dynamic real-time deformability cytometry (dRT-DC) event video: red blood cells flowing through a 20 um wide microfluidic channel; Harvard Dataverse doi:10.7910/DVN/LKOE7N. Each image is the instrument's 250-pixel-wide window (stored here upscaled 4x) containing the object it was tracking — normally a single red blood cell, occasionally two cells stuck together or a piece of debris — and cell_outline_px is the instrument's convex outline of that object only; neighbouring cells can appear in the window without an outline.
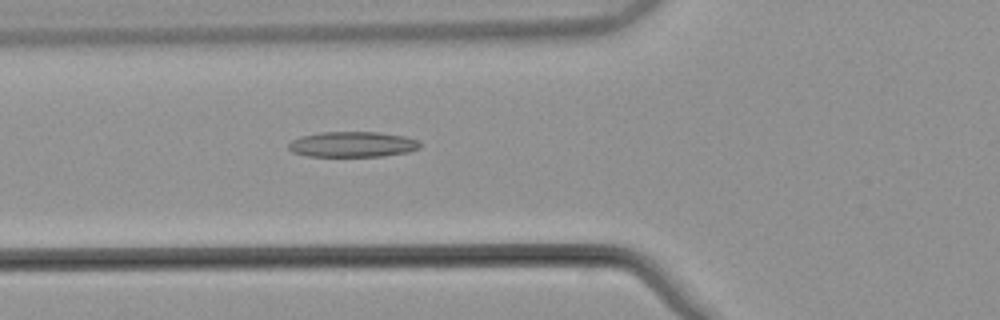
{"species": "common noctule bat (a hibernating species)", "species_latin": "Nyctalus noctula", "temperature_condition": "warm", "stored_images_in_passage": 38, "camera_frame_rate_fps": 3000, "um_per_image_px": 0.085, "animal": {"sex": "male", "body_mass_g": 21.5, "forearm_length_mm": 52.0}, "frame": {"image": 1, "passage_image": 5, "time_ms": 1.333, "image_size_px": [1000, 320], "cell_outline_px": [[420, 148], [408, 152], [380, 156], [308, 156], [292, 152], [288, 148], [288, 144], [292, 140], [300, 136], [320, 132], [376, 132], [404, 136], [416, 140], [420, 144]], "centroid_in_image_um": [29.93, 12.27], "position_along_channel_um": 95.9, "area_um2": 19.42}}
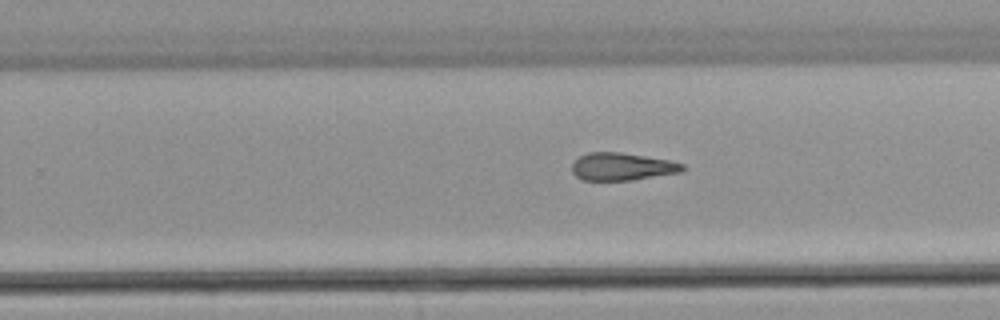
{"frame": {"image": 2, "passage_image": 19, "time_ms": 6.0, "image_size_px": [1000, 320], "cell_outline_px": [[684, 168], [680, 172], [632, 180], [584, 180], [576, 176], [572, 172], [572, 164], [580, 156], [588, 152], [620, 152], [672, 160], [684, 164]], "centroid_in_image_um": [52.88, 14.15], "position_along_channel_um": 276.9, "area_um2": 17.74}}
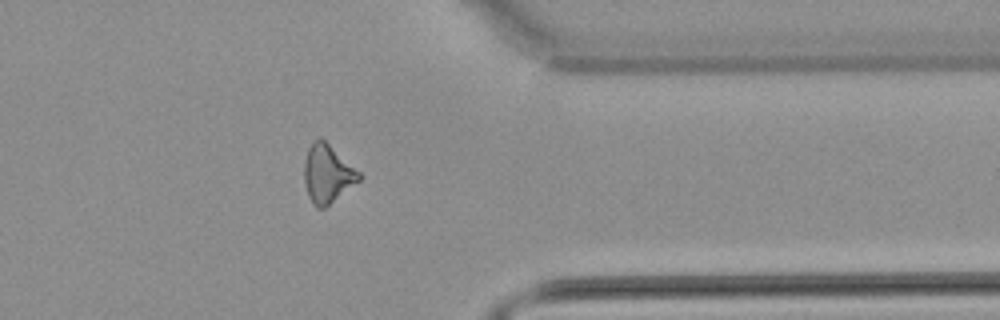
{"frame": {"image": 3, "passage_image": 28, "time_ms": 9.0, "image_size_px": [1000, 320], "cell_outline_px": [[360, 180], [324, 208], [316, 208], [312, 204], [308, 196], [304, 180], [304, 160], [308, 148], [312, 140], [320, 136], [360, 172]], "centroid_in_image_um": [27.8, 14.75], "position_along_channel_um": 383.6, "area_um2": 18.55}, "authors_computed_cell_mechanics": {"area_um2": 18.4093, "velocity_mm_per_s": 3.8823, "shape_relaxation_time_tau1_ms": null, "shape_relaxation_time_tau2_ms": 8.9783, "deformation_change_tau1": null, "deformation_change_tau2": 0.2387}}